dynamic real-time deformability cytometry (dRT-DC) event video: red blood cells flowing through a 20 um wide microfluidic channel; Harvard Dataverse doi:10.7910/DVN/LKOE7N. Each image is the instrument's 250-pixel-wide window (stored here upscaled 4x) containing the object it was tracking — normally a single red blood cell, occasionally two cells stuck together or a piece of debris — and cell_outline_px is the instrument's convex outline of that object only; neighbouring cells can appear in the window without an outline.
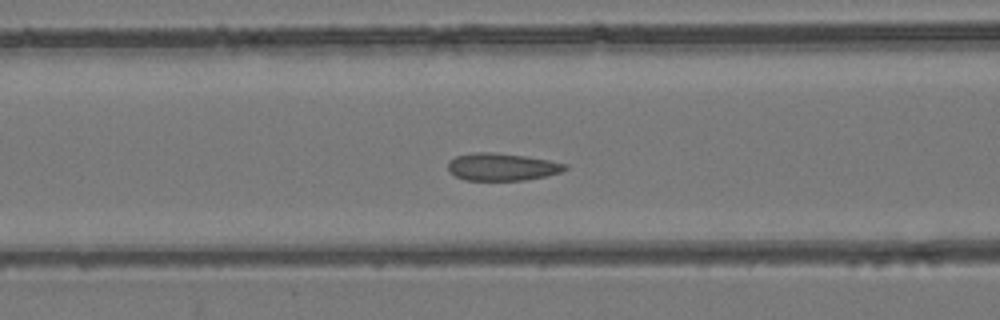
{"species": "common noctule bat (a hibernating species)", "species_latin": "Nyctalus noctula", "temperature_condition": "room temperature", "stored_images_in_passage": 49, "camera_frame_rate_fps": 3000, "um_per_image_px": 0.085, "animal": {"sex": "female", "body_mass_g": 24.6, "forearm_length_mm": 56.2}, "frame": {"image": 1, "passage_image": 17, "time_ms": 5.333, "image_size_px": [1000, 320], "cell_outline_px": [[568, 168], [560, 172], [544, 176], [524, 180], [464, 180], [448, 172], [448, 160], [456, 156], [472, 152], [496, 152], [528, 156], [568, 164]], "centroid_in_image_um": [42.64, 14.17], "position_along_channel_um": 124.0, "area_um2": 18.9}}
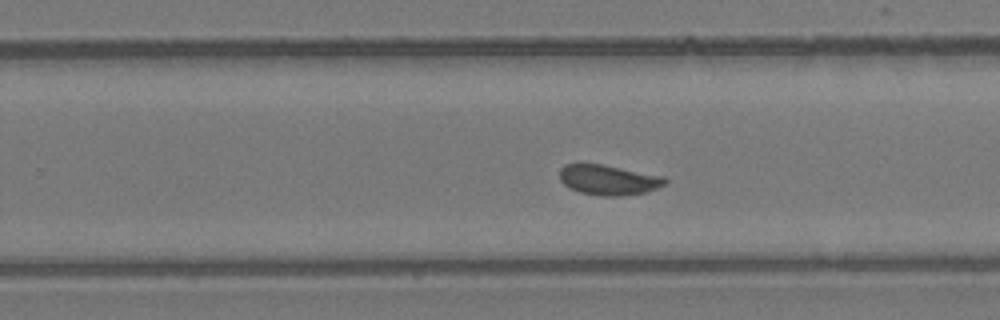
{"frame": {"image": 2, "passage_image": 29, "time_ms": 9.333, "image_size_px": [1000, 320], "cell_outline_px": [[668, 180], [664, 184], [656, 188], [644, 192], [620, 196], [600, 196], [580, 192], [568, 188], [560, 180], [560, 168], [564, 164], [600, 164], [664, 176]], "centroid_in_image_um": [51.69, 15.29], "position_along_channel_um": 278.1, "area_um2": 18.38}}
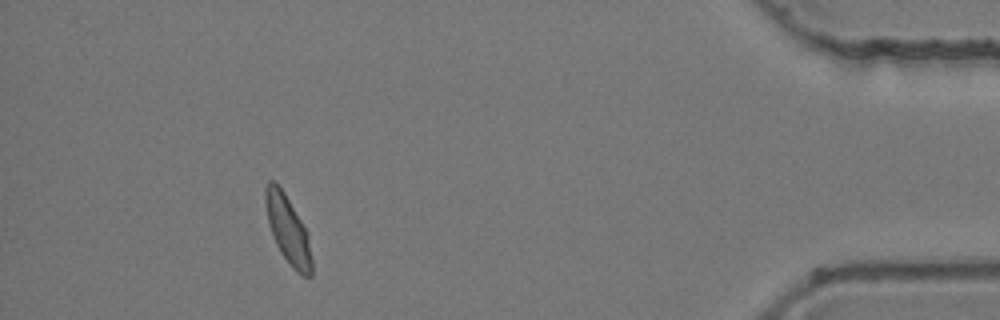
{"frame": {"image": 3, "passage_image": 44, "time_ms": 14.333, "image_size_px": [1000, 320], "cell_outline_px": [[312, 276], [304, 276], [296, 272], [292, 268], [280, 252], [276, 244], [268, 220], [264, 200], [264, 188], [268, 180], [276, 180], [284, 192], [308, 232], [312, 256]], "centroid_in_image_um": [24.48, 19.51], "position_along_channel_um": 410.7, "area_um2": 18.5}, "authors_computed_cell_mechanics": {"area_um2": 18.7272, "velocity_mm_per_s": 3.868, "shape_relaxation_time_tau1_ms": 6.1417, "shape_relaxation_time_tau2_ms": 0.9152, "deformation_change_tau1": 0.103, "deformation_change_tau2": 0.0381}}